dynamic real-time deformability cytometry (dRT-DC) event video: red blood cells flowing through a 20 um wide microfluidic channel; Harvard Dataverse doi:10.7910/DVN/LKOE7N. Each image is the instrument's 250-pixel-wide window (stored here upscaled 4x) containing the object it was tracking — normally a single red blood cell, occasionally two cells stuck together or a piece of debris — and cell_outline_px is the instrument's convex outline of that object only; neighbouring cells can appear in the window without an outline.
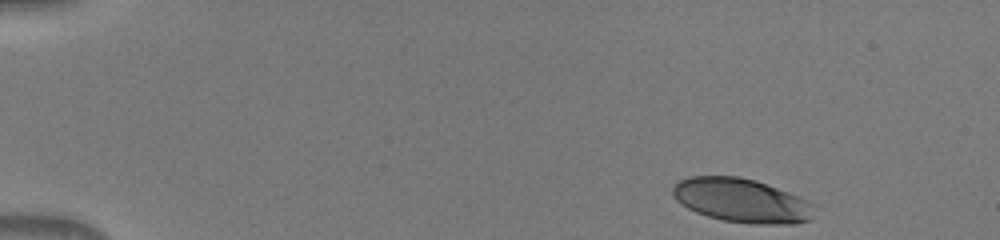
{"species": "human", "species_latin": "Homo sapiens", "temperature_condition": "warm", "stored_images_in_passage": 45, "camera_frame_rate_fps": 3000, "um_per_image_px": 0.085, "donor": {"sex": "male"}, "frame": {"image": 1, "passage_image": 1, "time_ms": 0.0, "image_size_px": [1000, 240], "cell_outline_px": [[816, 204], [812, 220], [796, 224], [752, 224], [720, 220], [696, 212], [680, 204], [672, 196], [672, 188], [680, 180], [688, 176], [736, 176], [756, 180], [800, 196]], "centroid_in_image_um": [63.08, 17.05], "position_along_channel_um": 21.9, "area_um2": 36.82}}
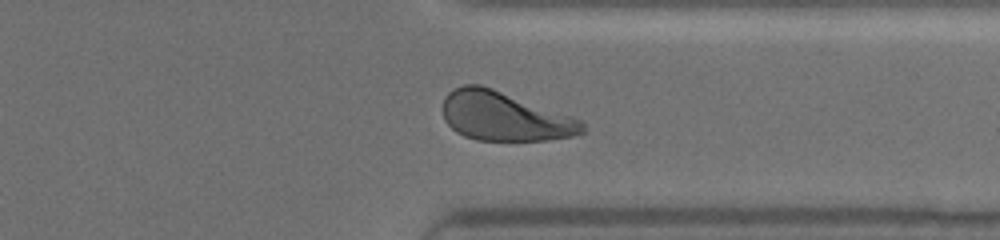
{"frame": {"image": 2, "passage_image": 35, "time_ms": 11.333, "image_size_px": [1000, 240], "cell_outline_px": [[584, 132], [572, 136], [548, 140], [476, 140], [464, 136], [456, 132], [444, 120], [444, 96], [452, 88], [464, 84], [480, 84], [492, 88], [580, 120], [584, 124]], "centroid_in_image_um": [42.82, 9.89], "position_along_channel_um": 368.6, "area_um2": 39.42}}
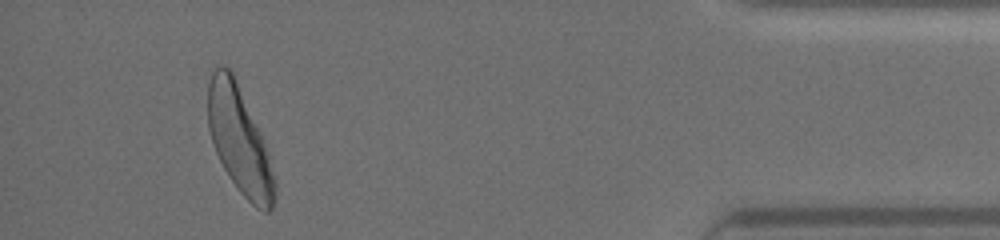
{"frame": {"image": 3, "passage_image": 42, "time_ms": 13.667, "image_size_px": [1000, 240], "cell_outline_px": [[276, 200], [272, 208], [268, 212], [264, 212], [256, 208], [240, 192], [224, 168], [216, 152], [208, 128], [208, 84], [212, 72], [216, 68], [228, 68], [232, 72], [260, 132], [276, 180]], "centroid_in_image_um": [20.36, 11.98], "position_along_channel_um": 414.8, "area_um2": 40.63}}